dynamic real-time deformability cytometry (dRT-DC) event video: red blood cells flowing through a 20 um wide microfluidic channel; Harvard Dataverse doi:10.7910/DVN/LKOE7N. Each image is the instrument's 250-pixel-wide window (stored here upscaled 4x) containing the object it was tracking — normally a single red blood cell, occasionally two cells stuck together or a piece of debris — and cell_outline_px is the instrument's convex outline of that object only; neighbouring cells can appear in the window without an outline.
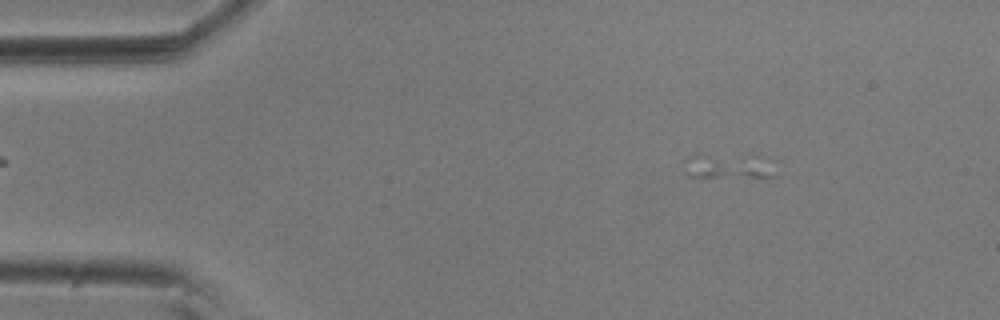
{"species": "common noctule bat (a hibernating species)", "species_latin": "Nyctalus noctula", "temperature_condition": "room temperature", "stored_images_in_passage": 3, "camera_frame_rate_fps": 3000, "um_per_image_px": 0.085, "animal": {"sex": "male", "body_mass_g": 20.5, "forearm_length_mm": 52.5}, "frame": {"image": 1, "passage_image": 1, "time_ms": 0.0, "image_size_px": [1000, 320], "cell_outline_px": [[780, 176], [688, 176], [684, 172], [692, 156], [756, 156]], "centroid_in_image_um": [61.89, 14.16], "position_along_channel_um": 23.1, "area_um2": 11.62}}